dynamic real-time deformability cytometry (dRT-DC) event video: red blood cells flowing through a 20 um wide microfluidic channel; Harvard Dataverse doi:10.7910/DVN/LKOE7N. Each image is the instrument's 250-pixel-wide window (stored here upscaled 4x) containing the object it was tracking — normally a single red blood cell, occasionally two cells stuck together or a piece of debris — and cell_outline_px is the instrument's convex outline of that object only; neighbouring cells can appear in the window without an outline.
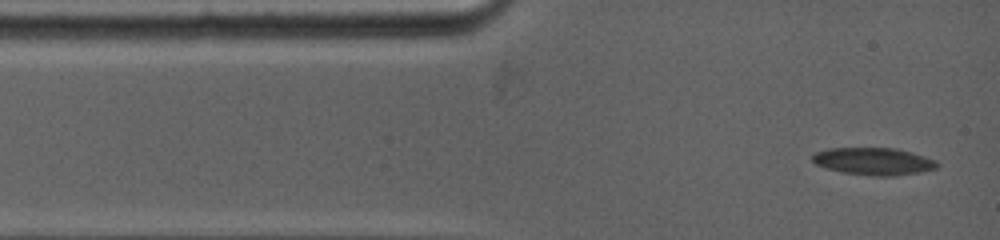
{"species": "common noctule bat (a hibernating species)", "species_latin": "Nyctalus noctula", "temperature_condition": "warm", "stored_images_in_passage": 40, "camera_frame_rate_fps": 5000, "um_per_image_px": 0.085, "animal": {"sex": "female", "body_mass_g": 19.0, "forearm_length_mm": 53.3}, "frame": {"image": 1, "passage_image": 1, "time_ms": 0.0, "image_size_px": [1000, 240], "cell_outline_px": [[940, 164], [936, 168], [920, 172], [896, 176], [872, 176], [844, 172], [824, 168], [816, 164], [812, 160], [812, 156], [816, 152], [828, 148], [896, 148], [912, 152], [936, 160]], "centroid_in_image_um": [74.27, 13.71], "position_along_channel_um": 10.7, "area_um2": 19.94}}
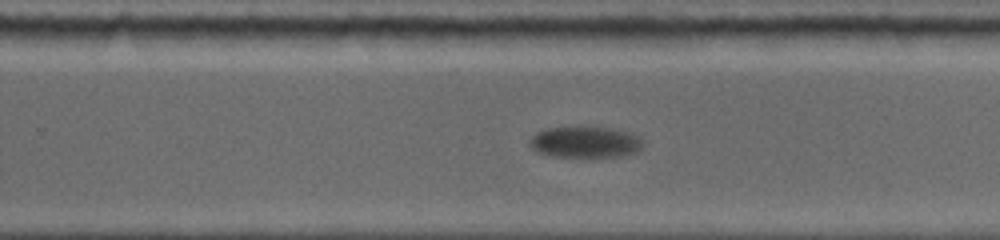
{"frame": {"image": 2, "passage_image": 18, "time_ms": 8.8, "image_size_px": [1000, 240], "cell_outline_px": [[644, 144], [636, 152], [624, 156], [584, 160], [580, 160], [548, 156], [536, 152], [532, 148], [532, 136], [540, 132], [552, 128], [608, 128], [624, 132], [636, 136]], "centroid_in_image_um": [49.74, 12.18], "position_along_channel_um": 280.1, "area_um2": 20.87}}
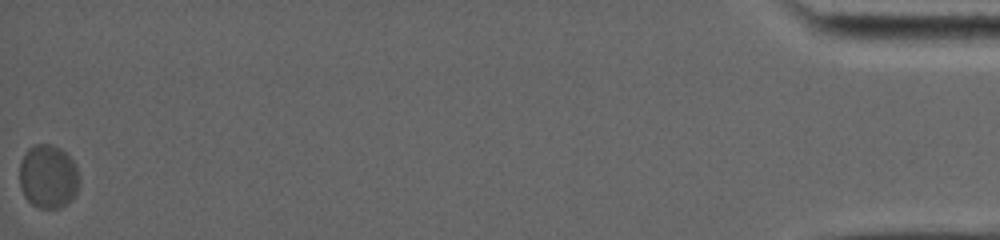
{"frame": {"image": 3, "passage_image": 40, "time_ms": 18.0, "image_size_px": [1000, 240], "cell_outline_px": [[80, 184], [72, 200], [68, 204], [60, 208], [40, 208], [32, 204], [24, 196], [20, 188], [20, 160], [24, 152], [28, 148], [36, 144], [52, 144], [60, 148], [76, 164], [80, 176]], "centroid_in_image_um": [4.11, 15.01], "position_along_channel_um": 431.1, "area_um2": 22.6}, "authors_computed_cell_mechanics": {"area_um2": 21.6461, "velocity_mm_per_s": 3.4989, "shape_relaxation_time_tau1_ms": 5.1801, "shape_relaxation_time_tau2_ms": null, "deformation_change_tau1": 0.1503, "deformation_change_tau2": null}}